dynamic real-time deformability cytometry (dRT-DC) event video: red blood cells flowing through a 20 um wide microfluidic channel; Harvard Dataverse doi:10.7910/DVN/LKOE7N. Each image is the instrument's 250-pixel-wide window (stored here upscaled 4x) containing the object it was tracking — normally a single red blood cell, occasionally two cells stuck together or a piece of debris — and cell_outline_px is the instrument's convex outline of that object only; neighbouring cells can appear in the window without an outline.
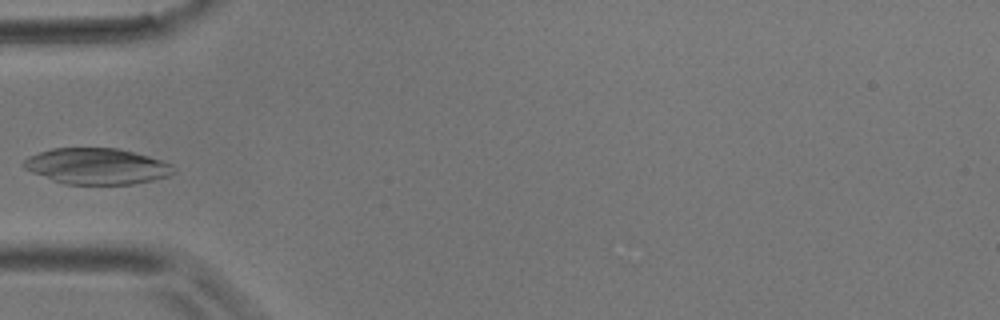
{"species": "common noctule bat (a hibernating species)", "species_latin": "Nyctalus noctula", "temperature_condition": "room temperature", "stored_images_in_passage": 4, "camera_frame_rate_fps": 3000, "um_per_image_px": 0.085, "animal": {"sex": "male", "body_mass_g": 17.9}, "frame": {"image": 1, "passage_image": 4, "time_ms": 1.0, "image_size_px": [1000, 320], "cell_outline_px": [[176, 172], [168, 176], [152, 180], [132, 184], [64, 184], [52, 180], [32, 172], [24, 168], [24, 160], [28, 156], [52, 148], [116, 148], [148, 156], [172, 164], [176, 168]], "centroid_in_image_um": [8.24, 14.13], "position_along_channel_um": 76.8, "area_um2": 31.33}}